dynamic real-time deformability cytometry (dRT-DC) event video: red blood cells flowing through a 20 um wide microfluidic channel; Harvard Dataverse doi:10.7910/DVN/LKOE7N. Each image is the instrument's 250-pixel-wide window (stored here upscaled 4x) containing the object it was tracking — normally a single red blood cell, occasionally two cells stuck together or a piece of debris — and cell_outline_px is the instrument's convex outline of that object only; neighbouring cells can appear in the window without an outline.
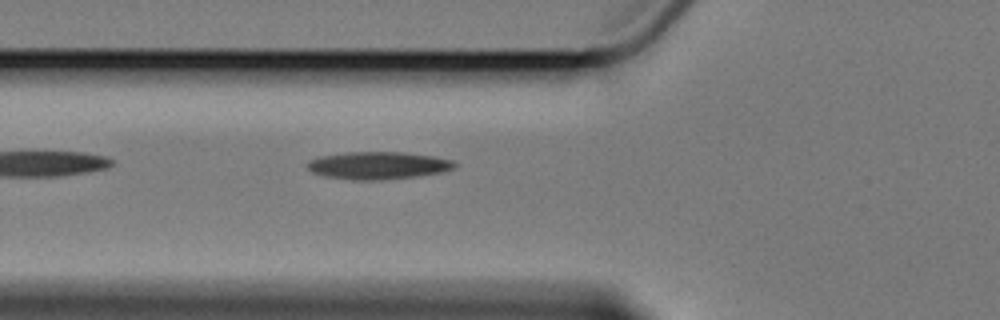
{"species": "Egyptian fruit bat (a non-hibernating species)", "species_latin": "Rousettus aegyptiacus", "temperature_condition": "cold", "stored_images_in_passage": 3, "camera_frame_rate_fps": 3000, "um_per_image_px": 0.085, "animal": {"sex": "female"}, "frame": {"image": 1, "passage_image": 3, "time_ms": 2.333, "image_size_px": [1000, 320], "cell_outline_px": [[456, 164], [452, 168], [440, 172], [416, 176], [380, 180], [352, 180], [328, 176], [312, 172], [304, 164], [308, 160], [316, 156], [348, 152], [400, 152], [432, 156], [452, 160]], "centroid_in_image_um": [32.05, 14.05], "position_along_channel_um": 93.8, "area_um2": 23.47}}